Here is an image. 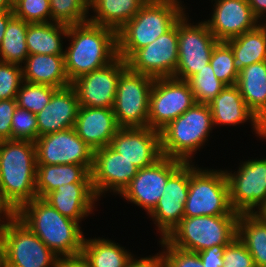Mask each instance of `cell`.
<instances>
[{
    "label": "cell",
    "mask_w": 266,
    "mask_h": 267,
    "mask_svg": "<svg viewBox=\"0 0 266 267\" xmlns=\"http://www.w3.org/2000/svg\"><path fill=\"white\" fill-rule=\"evenodd\" d=\"M38 138L36 114L16 107L11 123V139L29 140L35 142Z\"/></svg>",
    "instance_id": "40"
},
{
    "label": "cell",
    "mask_w": 266,
    "mask_h": 267,
    "mask_svg": "<svg viewBox=\"0 0 266 267\" xmlns=\"http://www.w3.org/2000/svg\"><path fill=\"white\" fill-rule=\"evenodd\" d=\"M23 82L16 96L17 106L33 114L41 112L50 102L53 93L58 89L48 85Z\"/></svg>",
    "instance_id": "37"
},
{
    "label": "cell",
    "mask_w": 266,
    "mask_h": 267,
    "mask_svg": "<svg viewBox=\"0 0 266 267\" xmlns=\"http://www.w3.org/2000/svg\"><path fill=\"white\" fill-rule=\"evenodd\" d=\"M109 146L139 169L154 164L163 156L160 131L150 127H120Z\"/></svg>",
    "instance_id": "19"
},
{
    "label": "cell",
    "mask_w": 266,
    "mask_h": 267,
    "mask_svg": "<svg viewBox=\"0 0 266 267\" xmlns=\"http://www.w3.org/2000/svg\"><path fill=\"white\" fill-rule=\"evenodd\" d=\"M233 211L259 213L266 206V158L242 163L237 173L225 171ZM258 211H255V207Z\"/></svg>",
    "instance_id": "12"
},
{
    "label": "cell",
    "mask_w": 266,
    "mask_h": 267,
    "mask_svg": "<svg viewBox=\"0 0 266 267\" xmlns=\"http://www.w3.org/2000/svg\"><path fill=\"white\" fill-rule=\"evenodd\" d=\"M259 213L266 219V206Z\"/></svg>",
    "instance_id": "52"
},
{
    "label": "cell",
    "mask_w": 266,
    "mask_h": 267,
    "mask_svg": "<svg viewBox=\"0 0 266 267\" xmlns=\"http://www.w3.org/2000/svg\"><path fill=\"white\" fill-rule=\"evenodd\" d=\"M160 241L166 248V251L159 255L161 267H204L197 252L176 248L165 238Z\"/></svg>",
    "instance_id": "39"
},
{
    "label": "cell",
    "mask_w": 266,
    "mask_h": 267,
    "mask_svg": "<svg viewBox=\"0 0 266 267\" xmlns=\"http://www.w3.org/2000/svg\"><path fill=\"white\" fill-rule=\"evenodd\" d=\"M43 199L63 216L79 222L91 213L98 197L92 183H68L58 186Z\"/></svg>",
    "instance_id": "24"
},
{
    "label": "cell",
    "mask_w": 266,
    "mask_h": 267,
    "mask_svg": "<svg viewBox=\"0 0 266 267\" xmlns=\"http://www.w3.org/2000/svg\"><path fill=\"white\" fill-rule=\"evenodd\" d=\"M34 143L37 164H79L91 172L94 151L77 135L74 127L40 136Z\"/></svg>",
    "instance_id": "14"
},
{
    "label": "cell",
    "mask_w": 266,
    "mask_h": 267,
    "mask_svg": "<svg viewBox=\"0 0 266 267\" xmlns=\"http://www.w3.org/2000/svg\"><path fill=\"white\" fill-rule=\"evenodd\" d=\"M16 107V99L0 100V141L11 139V123Z\"/></svg>",
    "instance_id": "43"
},
{
    "label": "cell",
    "mask_w": 266,
    "mask_h": 267,
    "mask_svg": "<svg viewBox=\"0 0 266 267\" xmlns=\"http://www.w3.org/2000/svg\"><path fill=\"white\" fill-rule=\"evenodd\" d=\"M0 267H4V264H3V247H2L1 238H0Z\"/></svg>",
    "instance_id": "51"
},
{
    "label": "cell",
    "mask_w": 266,
    "mask_h": 267,
    "mask_svg": "<svg viewBox=\"0 0 266 267\" xmlns=\"http://www.w3.org/2000/svg\"><path fill=\"white\" fill-rule=\"evenodd\" d=\"M222 267H256L246 246L236 237L225 246Z\"/></svg>",
    "instance_id": "42"
},
{
    "label": "cell",
    "mask_w": 266,
    "mask_h": 267,
    "mask_svg": "<svg viewBox=\"0 0 266 267\" xmlns=\"http://www.w3.org/2000/svg\"><path fill=\"white\" fill-rule=\"evenodd\" d=\"M214 125H236L251 120L256 134L266 138V126L246 105L236 85L226 86L210 104Z\"/></svg>",
    "instance_id": "23"
},
{
    "label": "cell",
    "mask_w": 266,
    "mask_h": 267,
    "mask_svg": "<svg viewBox=\"0 0 266 267\" xmlns=\"http://www.w3.org/2000/svg\"><path fill=\"white\" fill-rule=\"evenodd\" d=\"M55 267H89L86 259L80 254L77 256L59 257Z\"/></svg>",
    "instance_id": "45"
},
{
    "label": "cell",
    "mask_w": 266,
    "mask_h": 267,
    "mask_svg": "<svg viewBox=\"0 0 266 267\" xmlns=\"http://www.w3.org/2000/svg\"><path fill=\"white\" fill-rule=\"evenodd\" d=\"M14 17L13 10L0 11V47L8 22Z\"/></svg>",
    "instance_id": "47"
},
{
    "label": "cell",
    "mask_w": 266,
    "mask_h": 267,
    "mask_svg": "<svg viewBox=\"0 0 266 267\" xmlns=\"http://www.w3.org/2000/svg\"><path fill=\"white\" fill-rule=\"evenodd\" d=\"M68 37L72 42L64 51V62L70 83L118 57L117 32L112 28L87 21L69 25Z\"/></svg>",
    "instance_id": "2"
},
{
    "label": "cell",
    "mask_w": 266,
    "mask_h": 267,
    "mask_svg": "<svg viewBox=\"0 0 266 267\" xmlns=\"http://www.w3.org/2000/svg\"><path fill=\"white\" fill-rule=\"evenodd\" d=\"M22 82V64L0 61V100L16 99Z\"/></svg>",
    "instance_id": "41"
},
{
    "label": "cell",
    "mask_w": 266,
    "mask_h": 267,
    "mask_svg": "<svg viewBox=\"0 0 266 267\" xmlns=\"http://www.w3.org/2000/svg\"><path fill=\"white\" fill-rule=\"evenodd\" d=\"M154 78L131 71L120 74L113 112L119 127H148L149 96Z\"/></svg>",
    "instance_id": "9"
},
{
    "label": "cell",
    "mask_w": 266,
    "mask_h": 267,
    "mask_svg": "<svg viewBox=\"0 0 266 267\" xmlns=\"http://www.w3.org/2000/svg\"><path fill=\"white\" fill-rule=\"evenodd\" d=\"M184 162L162 156L154 164L141 168L120 194L150 213L162 197L168 178Z\"/></svg>",
    "instance_id": "15"
},
{
    "label": "cell",
    "mask_w": 266,
    "mask_h": 267,
    "mask_svg": "<svg viewBox=\"0 0 266 267\" xmlns=\"http://www.w3.org/2000/svg\"><path fill=\"white\" fill-rule=\"evenodd\" d=\"M254 16L259 20L266 13V0H248Z\"/></svg>",
    "instance_id": "48"
},
{
    "label": "cell",
    "mask_w": 266,
    "mask_h": 267,
    "mask_svg": "<svg viewBox=\"0 0 266 267\" xmlns=\"http://www.w3.org/2000/svg\"><path fill=\"white\" fill-rule=\"evenodd\" d=\"M194 104L187 81L175 77L154 79L149 96L148 127L160 131Z\"/></svg>",
    "instance_id": "10"
},
{
    "label": "cell",
    "mask_w": 266,
    "mask_h": 267,
    "mask_svg": "<svg viewBox=\"0 0 266 267\" xmlns=\"http://www.w3.org/2000/svg\"><path fill=\"white\" fill-rule=\"evenodd\" d=\"M13 10V0H0V11Z\"/></svg>",
    "instance_id": "50"
},
{
    "label": "cell",
    "mask_w": 266,
    "mask_h": 267,
    "mask_svg": "<svg viewBox=\"0 0 266 267\" xmlns=\"http://www.w3.org/2000/svg\"><path fill=\"white\" fill-rule=\"evenodd\" d=\"M74 128L77 135L95 151L108 146L120 127L112 108L80 106Z\"/></svg>",
    "instance_id": "22"
},
{
    "label": "cell",
    "mask_w": 266,
    "mask_h": 267,
    "mask_svg": "<svg viewBox=\"0 0 266 267\" xmlns=\"http://www.w3.org/2000/svg\"><path fill=\"white\" fill-rule=\"evenodd\" d=\"M237 237L246 246L256 267H266V219L260 213H241Z\"/></svg>",
    "instance_id": "29"
},
{
    "label": "cell",
    "mask_w": 266,
    "mask_h": 267,
    "mask_svg": "<svg viewBox=\"0 0 266 267\" xmlns=\"http://www.w3.org/2000/svg\"><path fill=\"white\" fill-rule=\"evenodd\" d=\"M67 33L68 25L65 24L29 23L26 35L29 54L64 55L61 36H67Z\"/></svg>",
    "instance_id": "31"
},
{
    "label": "cell",
    "mask_w": 266,
    "mask_h": 267,
    "mask_svg": "<svg viewBox=\"0 0 266 267\" xmlns=\"http://www.w3.org/2000/svg\"><path fill=\"white\" fill-rule=\"evenodd\" d=\"M225 42L233 51L238 72L251 64L266 61V28L263 24Z\"/></svg>",
    "instance_id": "30"
},
{
    "label": "cell",
    "mask_w": 266,
    "mask_h": 267,
    "mask_svg": "<svg viewBox=\"0 0 266 267\" xmlns=\"http://www.w3.org/2000/svg\"><path fill=\"white\" fill-rule=\"evenodd\" d=\"M79 107L72 85L58 88L45 108L36 114L38 137L73 128Z\"/></svg>",
    "instance_id": "21"
},
{
    "label": "cell",
    "mask_w": 266,
    "mask_h": 267,
    "mask_svg": "<svg viewBox=\"0 0 266 267\" xmlns=\"http://www.w3.org/2000/svg\"><path fill=\"white\" fill-rule=\"evenodd\" d=\"M125 267H161L160 256L157 253V256H150L138 260L132 258Z\"/></svg>",
    "instance_id": "46"
},
{
    "label": "cell",
    "mask_w": 266,
    "mask_h": 267,
    "mask_svg": "<svg viewBox=\"0 0 266 267\" xmlns=\"http://www.w3.org/2000/svg\"><path fill=\"white\" fill-rule=\"evenodd\" d=\"M126 64L131 71L154 79L174 77L178 65V21L151 44L137 50Z\"/></svg>",
    "instance_id": "13"
},
{
    "label": "cell",
    "mask_w": 266,
    "mask_h": 267,
    "mask_svg": "<svg viewBox=\"0 0 266 267\" xmlns=\"http://www.w3.org/2000/svg\"><path fill=\"white\" fill-rule=\"evenodd\" d=\"M28 24L15 16L8 22L0 47V61L19 65L25 62L29 55L26 44Z\"/></svg>",
    "instance_id": "33"
},
{
    "label": "cell",
    "mask_w": 266,
    "mask_h": 267,
    "mask_svg": "<svg viewBox=\"0 0 266 267\" xmlns=\"http://www.w3.org/2000/svg\"><path fill=\"white\" fill-rule=\"evenodd\" d=\"M236 86L248 108L266 126V61L246 66Z\"/></svg>",
    "instance_id": "26"
},
{
    "label": "cell",
    "mask_w": 266,
    "mask_h": 267,
    "mask_svg": "<svg viewBox=\"0 0 266 267\" xmlns=\"http://www.w3.org/2000/svg\"><path fill=\"white\" fill-rule=\"evenodd\" d=\"M1 214H3V216L5 215L6 219L5 220H8L14 213L10 210V208L2 201L1 197H0V217H1ZM0 221L1 218H0ZM4 225V221H2V223L0 224V228Z\"/></svg>",
    "instance_id": "49"
},
{
    "label": "cell",
    "mask_w": 266,
    "mask_h": 267,
    "mask_svg": "<svg viewBox=\"0 0 266 267\" xmlns=\"http://www.w3.org/2000/svg\"><path fill=\"white\" fill-rule=\"evenodd\" d=\"M178 0H148L117 31L118 56L127 61L137 50L166 33L184 14Z\"/></svg>",
    "instance_id": "4"
},
{
    "label": "cell",
    "mask_w": 266,
    "mask_h": 267,
    "mask_svg": "<svg viewBox=\"0 0 266 267\" xmlns=\"http://www.w3.org/2000/svg\"><path fill=\"white\" fill-rule=\"evenodd\" d=\"M81 255L89 267H125L133 258L125 248L104 238L84 239Z\"/></svg>",
    "instance_id": "32"
},
{
    "label": "cell",
    "mask_w": 266,
    "mask_h": 267,
    "mask_svg": "<svg viewBox=\"0 0 266 267\" xmlns=\"http://www.w3.org/2000/svg\"><path fill=\"white\" fill-rule=\"evenodd\" d=\"M238 217H183L165 239L176 248L197 253L216 245H229L237 237Z\"/></svg>",
    "instance_id": "6"
},
{
    "label": "cell",
    "mask_w": 266,
    "mask_h": 267,
    "mask_svg": "<svg viewBox=\"0 0 266 267\" xmlns=\"http://www.w3.org/2000/svg\"><path fill=\"white\" fill-rule=\"evenodd\" d=\"M14 215L58 257L82 253L85 238L79 222L63 216L43 198L25 203Z\"/></svg>",
    "instance_id": "3"
},
{
    "label": "cell",
    "mask_w": 266,
    "mask_h": 267,
    "mask_svg": "<svg viewBox=\"0 0 266 267\" xmlns=\"http://www.w3.org/2000/svg\"><path fill=\"white\" fill-rule=\"evenodd\" d=\"M210 65L217 79L226 86L236 85L239 72L234 66V54L225 41H219L211 54Z\"/></svg>",
    "instance_id": "36"
},
{
    "label": "cell",
    "mask_w": 266,
    "mask_h": 267,
    "mask_svg": "<svg viewBox=\"0 0 266 267\" xmlns=\"http://www.w3.org/2000/svg\"><path fill=\"white\" fill-rule=\"evenodd\" d=\"M225 246L227 245H216L198 252L204 267H222Z\"/></svg>",
    "instance_id": "44"
},
{
    "label": "cell",
    "mask_w": 266,
    "mask_h": 267,
    "mask_svg": "<svg viewBox=\"0 0 266 267\" xmlns=\"http://www.w3.org/2000/svg\"><path fill=\"white\" fill-rule=\"evenodd\" d=\"M212 126L209 105L194 104L160 130L162 155L190 163L191 155L204 145Z\"/></svg>",
    "instance_id": "5"
},
{
    "label": "cell",
    "mask_w": 266,
    "mask_h": 267,
    "mask_svg": "<svg viewBox=\"0 0 266 267\" xmlns=\"http://www.w3.org/2000/svg\"><path fill=\"white\" fill-rule=\"evenodd\" d=\"M211 20L204 21L218 41H227L255 29L259 21L248 0H215Z\"/></svg>",
    "instance_id": "20"
},
{
    "label": "cell",
    "mask_w": 266,
    "mask_h": 267,
    "mask_svg": "<svg viewBox=\"0 0 266 267\" xmlns=\"http://www.w3.org/2000/svg\"><path fill=\"white\" fill-rule=\"evenodd\" d=\"M52 22L65 25L88 21L89 0H50Z\"/></svg>",
    "instance_id": "35"
},
{
    "label": "cell",
    "mask_w": 266,
    "mask_h": 267,
    "mask_svg": "<svg viewBox=\"0 0 266 267\" xmlns=\"http://www.w3.org/2000/svg\"><path fill=\"white\" fill-rule=\"evenodd\" d=\"M138 170L139 168L109 145L95 150L91 181L96 196L99 198L109 189L121 194Z\"/></svg>",
    "instance_id": "17"
},
{
    "label": "cell",
    "mask_w": 266,
    "mask_h": 267,
    "mask_svg": "<svg viewBox=\"0 0 266 267\" xmlns=\"http://www.w3.org/2000/svg\"><path fill=\"white\" fill-rule=\"evenodd\" d=\"M185 14L178 20V65L174 77L187 81L210 63L212 51L219 41L205 22L191 25Z\"/></svg>",
    "instance_id": "11"
},
{
    "label": "cell",
    "mask_w": 266,
    "mask_h": 267,
    "mask_svg": "<svg viewBox=\"0 0 266 267\" xmlns=\"http://www.w3.org/2000/svg\"><path fill=\"white\" fill-rule=\"evenodd\" d=\"M68 183H92L91 172L79 164H37V197L44 198L58 186Z\"/></svg>",
    "instance_id": "27"
},
{
    "label": "cell",
    "mask_w": 266,
    "mask_h": 267,
    "mask_svg": "<svg viewBox=\"0 0 266 267\" xmlns=\"http://www.w3.org/2000/svg\"><path fill=\"white\" fill-rule=\"evenodd\" d=\"M23 81L63 88L71 85L65 71L64 55L29 54L22 66Z\"/></svg>",
    "instance_id": "25"
},
{
    "label": "cell",
    "mask_w": 266,
    "mask_h": 267,
    "mask_svg": "<svg viewBox=\"0 0 266 267\" xmlns=\"http://www.w3.org/2000/svg\"><path fill=\"white\" fill-rule=\"evenodd\" d=\"M187 82L193 92L195 102L200 104H210L226 87L224 83L216 78L210 63L191 76Z\"/></svg>",
    "instance_id": "34"
},
{
    "label": "cell",
    "mask_w": 266,
    "mask_h": 267,
    "mask_svg": "<svg viewBox=\"0 0 266 267\" xmlns=\"http://www.w3.org/2000/svg\"><path fill=\"white\" fill-rule=\"evenodd\" d=\"M127 68L119 56L108 65L78 77L71 85L80 106L113 108L120 74Z\"/></svg>",
    "instance_id": "16"
},
{
    "label": "cell",
    "mask_w": 266,
    "mask_h": 267,
    "mask_svg": "<svg viewBox=\"0 0 266 267\" xmlns=\"http://www.w3.org/2000/svg\"><path fill=\"white\" fill-rule=\"evenodd\" d=\"M4 267H55L59 258L14 214L0 228Z\"/></svg>",
    "instance_id": "8"
},
{
    "label": "cell",
    "mask_w": 266,
    "mask_h": 267,
    "mask_svg": "<svg viewBox=\"0 0 266 267\" xmlns=\"http://www.w3.org/2000/svg\"><path fill=\"white\" fill-rule=\"evenodd\" d=\"M36 172L33 141H0V197L13 213L37 197Z\"/></svg>",
    "instance_id": "1"
},
{
    "label": "cell",
    "mask_w": 266,
    "mask_h": 267,
    "mask_svg": "<svg viewBox=\"0 0 266 267\" xmlns=\"http://www.w3.org/2000/svg\"><path fill=\"white\" fill-rule=\"evenodd\" d=\"M189 188V163H183L167 180L162 197L149 215L158 224L162 238L180 223Z\"/></svg>",
    "instance_id": "18"
},
{
    "label": "cell",
    "mask_w": 266,
    "mask_h": 267,
    "mask_svg": "<svg viewBox=\"0 0 266 267\" xmlns=\"http://www.w3.org/2000/svg\"><path fill=\"white\" fill-rule=\"evenodd\" d=\"M148 0H89V8L96 12L88 18L91 23L121 29Z\"/></svg>",
    "instance_id": "28"
},
{
    "label": "cell",
    "mask_w": 266,
    "mask_h": 267,
    "mask_svg": "<svg viewBox=\"0 0 266 267\" xmlns=\"http://www.w3.org/2000/svg\"><path fill=\"white\" fill-rule=\"evenodd\" d=\"M208 170L197 169L189 163V188L184 217L239 215L230 205L225 172Z\"/></svg>",
    "instance_id": "7"
},
{
    "label": "cell",
    "mask_w": 266,
    "mask_h": 267,
    "mask_svg": "<svg viewBox=\"0 0 266 267\" xmlns=\"http://www.w3.org/2000/svg\"><path fill=\"white\" fill-rule=\"evenodd\" d=\"M13 12L28 23L51 22L50 0H13Z\"/></svg>",
    "instance_id": "38"
}]
</instances>
